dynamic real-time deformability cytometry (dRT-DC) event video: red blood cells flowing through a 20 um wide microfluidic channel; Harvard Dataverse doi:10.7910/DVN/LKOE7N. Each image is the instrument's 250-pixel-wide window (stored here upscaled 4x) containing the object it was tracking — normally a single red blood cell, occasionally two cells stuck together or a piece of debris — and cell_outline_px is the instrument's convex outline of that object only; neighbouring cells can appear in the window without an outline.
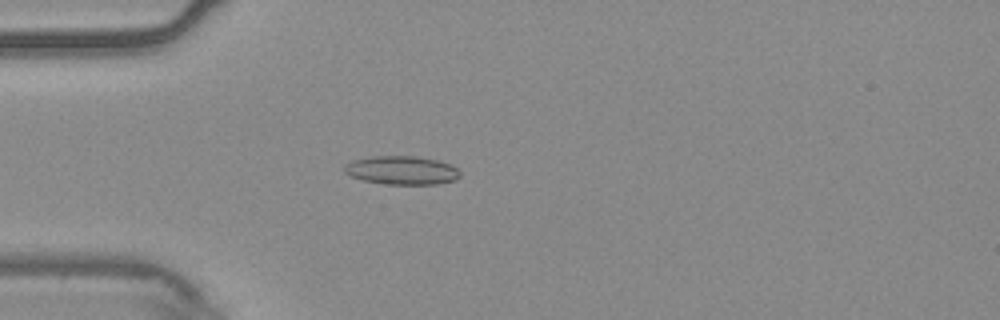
{"species": "common noctule bat (a hibernating species)", "species_latin": "Nyctalus noctula", "temperature_condition": "warm", "stored_images_in_passage": 40, "camera_frame_rate_fps": 3000, "um_per_image_px": 0.085, "animal": {"sex": "male", "body_mass_g": 20.4}, "frame": {"image": 1, "passage_image": 1, "time_ms": 0.0, "image_size_px": [1000, 320], "cell_outline_px": [[460, 176], [456, 180], [436, 184], [388, 184], [364, 180], [352, 176], [344, 172], [344, 164], [352, 160], [372, 156], [416, 156], [440, 160], [456, 168], [460, 172]], "centroid_in_image_um": [34.15, 14.46], "position_along_channel_um": 50.8, "area_um2": 19.25}}
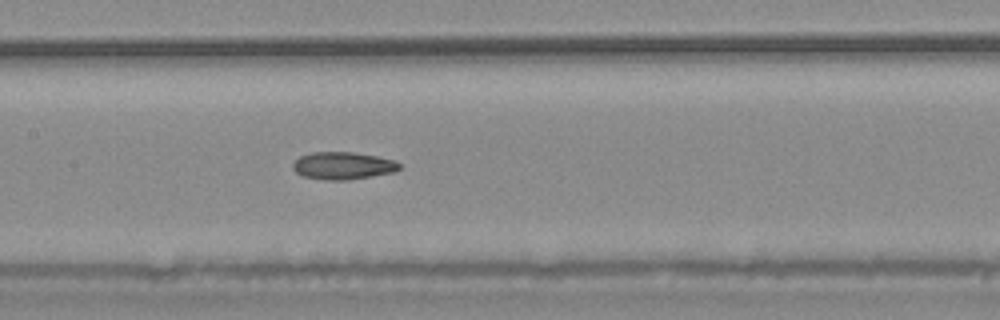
{"frame": {"image": 2, "passage_image": 12, "time_ms": 3.667, "image_size_px": [1000, 320], "cell_outline_px": [[400, 168], [396, 172], [348, 180], [324, 180], [304, 176], [296, 172], [292, 168], [292, 164], [300, 156], [312, 152], [352, 152], [376, 156], [392, 160], [400, 164]], "centroid_in_image_um": [29.14, 14.09], "position_along_channel_um": 178.3, "area_um2": 16.99}}
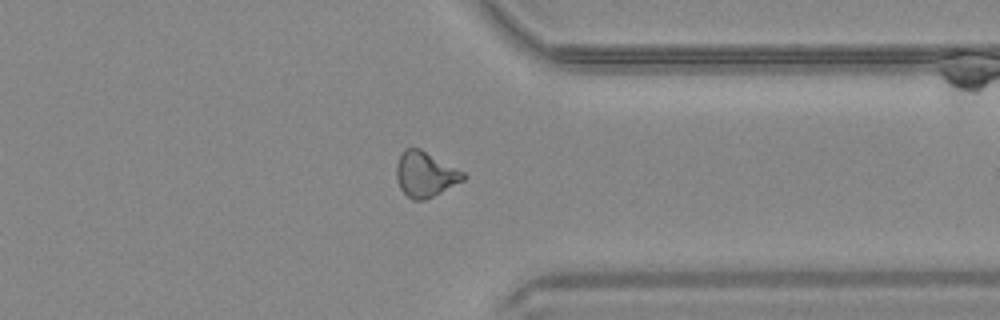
{"frame": {"image": 3, "passage_image": 28, "time_ms": 9.0, "image_size_px": [1000, 320], "cell_outline_px": [[468, 176], [464, 180], [424, 200], [412, 200], [400, 188], [396, 176], [396, 164], [400, 152], [404, 148], [420, 148], [464, 172]], "centroid_in_image_um": [36.12, 14.79], "position_along_channel_um": 375.3, "area_um2": 17.57}, "authors_computed_cell_mechanics": {"area_um2": 16.9932, "velocity_mm_per_s": 3.7509, "shape_relaxation_time_tau1_ms": null, "shape_relaxation_time_tau2_ms": 4.9984, "deformation_change_tau1": null, "deformation_change_tau2": 0.1254}}